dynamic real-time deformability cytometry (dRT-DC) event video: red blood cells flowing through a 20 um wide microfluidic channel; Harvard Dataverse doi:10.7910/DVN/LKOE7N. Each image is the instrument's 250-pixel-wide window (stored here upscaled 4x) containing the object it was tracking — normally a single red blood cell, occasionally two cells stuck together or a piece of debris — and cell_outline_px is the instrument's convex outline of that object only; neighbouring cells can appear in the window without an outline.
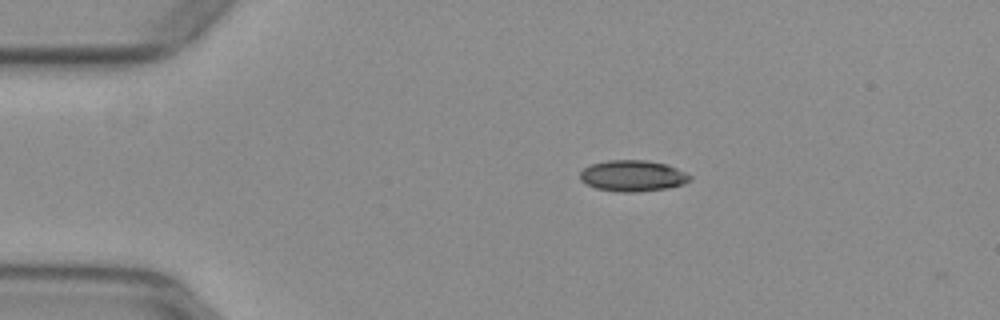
{"species": "common noctule bat (a hibernating species)", "species_latin": "Nyctalus noctula", "temperature_condition": "warm", "stored_images_in_passage": 6, "camera_frame_rate_fps": 3000, "um_per_image_px": 0.085, "animal": {"sex": "female", "body_mass_g": 29.2, "forearm_length_mm": 56.3}, "frame": {"image": 1, "passage_image": 2, "time_ms": 0.333, "image_size_px": [1000, 320], "cell_outline_px": [[692, 180], [684, 184], [668, 188], [636, 192], [616, 192], [596, 188], [580, 180], [580, 172], [584, 168], [592, 164], [608, 160], [648, 160], [664, 164], [676, 168], [692, 176]], "centroid_in_image_um": [53.79, 14.95], "position_along_channel_um": 31.2, "area_um2": 19.94}}